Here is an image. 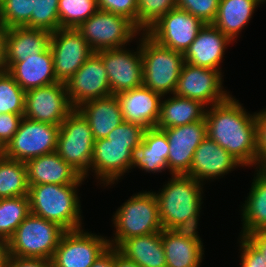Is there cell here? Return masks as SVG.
Returning a JSON list of instances; mask_svg holds the SVG:
<instances>
[{
    "label": "cell",
    "instance_id": "obj_1",
    "mask_svg": "<svg viewBox=\"0 0 266 267\" xmlns=\"http://www.w3.org/2000/svg\"><path fill=\"white\" fill-rule=\"evenodd\" d=\"M231 95L206 110L207 136L242 167L257 165L255 113L250 115Z\"/></svg>",
    "mask_w": 266,
    "mask_h": 267
},
{
    "label": "cell",
    "instance_id": "obj_2",
    "mask_svg": "<svg viewBox=\"0 0 266 267\" xmlns=\"http://www.w3.org/2000/svg\"><path fill=\"white\" fill-rule=\"evenodd\" d=\"M172 177L155 193L161 225L167 230H197L203 184L186 175Z\"/></svg>",
    "mask_w": 266,
    "mask_h": 267
},
{
    "label": "cell",
    "instance_id": "obj_3",
    "mask_svg": "<svg viewBox=\"0 0 266 267\" xmlns=\"http://www.w3.org/2000/svg\"><path fill=\"white\" fill-rule=\"evenodd\" d=\"M81 184H38L29 186L31 214L60 225L66 231L82 228L80 199Z\"/></svg>",
    "mask_w": 266,
    "mask_h": 267
},
{
    "label": "cell",
    "instance_id": "obj_4",
    "mask_svg": "<svg viewBox=\"0 0 266 267\" xmlns=\"http://www.w3.org/2000/svg\"><path fill=\"white\" fill-rule=\"evenodd\" d=\"M143 85L160 94H173L185 63L183 53L159 45L141 32Z\"/></svg>",
    "mask_w": 266,
    "mask_h": 267
},
{
    "label": "cell",
    "instance_id": "obj_5",
    "mask_svg": "<svg viewBox=\"0 0 266 267\" xmlns=\"http://www.w3.org/2000/svg\"><path fill=\"white\" fill-rule=\"evenodd\" d=\"M115 237L109 240L111 247H117L123 240L153 232H161L158 202L155 192H140L123 203L113 215Z\"/></svg>",
    "mask_w": 266,
    "mask_h": 267
},
{
    "label": "cell",
    "instance_id": "obj_6",
    "mask_svg": "<svg viewBox=\"0 0 266 267\" xmlns=\"http://www.w3.org/2000/svg\"><path fill=\"white\" fill-rule=\"evenodd\" d=\"M65 231L57 223L30 213L8 239L9 255L52 259Z\"/></svg>",
    "mask_w": 266,
    "mask_h": 267
},
{
    "label": "cell",
    "instance_id": "obj_7",
    "mask_svg": "<svg viewBox=\"0 0 266 267\" xmlns=\"http://www.w3.org/2000/svg\"><path fill=\"white\" fill-rule=\"evenodd\" d=\"M94 142L87 119L74 109L60 125L56 152L85 178L91 169Z\"/></svg>",
    "mask_w": 266,
    "mask_h": 267
},
{
    "label": "cell",
    "instance_id": "obj_8",
    "mask_svg": "<svg viewBox=\"0 0 266 267\" xmlns=\"http://www.w3.org/2000/svg\"><path fill=\"white\" fill-rule=\"evenodd\" d=\"M76 29L93 52L125 47L136 34H141L128 18L99 9Z\"/></svg>",
    "mask_w": 266,
    "mask_h": 267
},
{
    "label": "cell",
    "instance_id": "obj_9",
    "mask_svg": "<svg viewBox=\"0 0 266 267\" xmlns=\"http://www.w3.org/2000/svg\"><path fill=\"white\" fill-rule=\"evenodd\" d=\"M59 125L22 118L17 132L4 147V156L27 162L56 152Z\"/></svg>",
    "mask_w": 266,
    "mask_h": 267
},
{
    "label": "cell",
    "instance_id": "obj_10",
    "mask_svg": "<svg viewBox=\"0 0 266 267\" xmlns=\"http://www.w3.org/2000/svg\"><path fill=\"white\" fill-rule=\"evenodd\" d=\"M204 25L199 18L176 7L161 16L145 33L159 45L184 54Z\"/></svg>",
    "mask_w": 266,
    "mask_h": 267
},
{
    "label": "cell",
    "instance_id": "obj_11",
    "mask_svg": "<svg viewBox=\"0 0 266 267\" xmlns=\"http://www.w3.org/2000/svg\"><path fill=\"white\" fill-rule=\"evenodd\" d=\"M109 246V239L81 228L65 231L51 259L53 267H91Z\"/></svg>",
    "mask_w": 266,
    "mask_h": 267
},
{
    "label": "cell",
    "instance_id": "obj_12",
    "mask_svg": "<svg viewBox=\"0 0 266 267\" xmlns=\"http://www.w3.org/2000/svg\"><path fill=\"white\" fill-rule=\"evenodd\" d=\"M56 80L66 83L92 55L88 43L76 28H60L50 38Z\"/></svg>",
    "mask_w": 266,
    "mask_h": 267
},
{
    "label": "cell",
    "instance_id": "obj_13",
    "mask_svg": "<svg viewBox=\"0 0 266 267\" xmlns=\"http://www.w3.org/2000/svg\"><path fill=\"white\" fill-rule=\"evenodd\" d=\"M73 110L65 83L57 82L25 93L24 118L60 126Z\"/></svg>",
    "mask_w": 266,
    "mask_h": 267
},
{
    "label": "cell",
    "instance_id": "obj_14",
    "mask_svg": "<svg viewBox=\"0 0 266 267\" xmlns=\"http://www.w3.org/2000/svg\"><path fill=\"white\" fill-rule=\"evenodd\" d=\"M221 70L184 63L174 95L198 100L212 106L225 101L229 92L223 90Z\"/></svg>",
    "mask_w": 266,
    "mask_h": 267
},
{
    "label": "cell",
    "instance_id": "obj_15",
    "mask_svg": "<svg viewBox=\"0 0 266 267\" xmlns=\"http://www.w3.org/2000/svg\"><path fill=\"white\" fill-rule=\"evenodd\" d=\"M114 48L96 52L103 61L112 95L143 85L142 52Z\"/></svg>",
    "mask_w": 266,
    "mask_h": 267
},
{
    "label": "cell",
    "instance_id": "obj_16",
    "mask_svg": "<svg viewBox=\"0 0 266 267\" xmlns=\"http://www.w3.org/2000/svg\"><path fill=\"white\" fill-rule=\"evenodd\" d=\"M65 84L74 109L85 102L112 95L102 58L96 52Z\"/></svg>",
    "mask_w": 266,
    "mask_h": 267
},
{
    "label": "cell",
    "instance_id": "obj_17",
    "mask_svg": "<svg viewBox=\"0 0 266 267\" xmlns=\"http://www.w3.org/2000/svg\"><path fill=\"white\" fill-rule=\"evenodd\" d=\"M163 131L170 147L167 169L172 175H186L191 167L196 148L207 137L206 120L165 128Z\"/></svg>",
    "mask_w": 266,
    "mask_h": 267
},
{
    "label": "cell",
    "instance_id": "obj_18",
    "mask_svg": "<svg viewBox=\"0 0 266 267\" xmlns=\"http://www.w3.org/2000/svg\"><path fill=\"white\" fill-rule=\"evenodd\" d=\"M136 149L128 148V144H112L106 138L95 140L91 168L104 185H112L131 169Z\"/></svg>",
    "mask_w": 266,
    "mask_h": 267
},
{
    "label": "cell",
    "instance_id": "obj_19",
    "mask_svg": "<svg viewBox=\"0 0 266 267\" xmlns=\"http://www.w3.org/2000/svg\"><path fill=\"white\" fill-rule=\"evenodd\" d=\"M123 119L148 129L157 126L162 96L142 85L116 95Z\"/></svg>",
    "mask_w": 266,
    "mask_h": 267
},
{
    "label": "cell",
    "instance_id": "obj_20",
    "mask_svg": "<svg viewBox=\"0 0 266 267\" xmlns=\"http://www.w3.org/2000/svg\"><path fill=\"white\" fill-rule=\"evenodd\" d=\"M167 267H200L203 244L197 230L161 231Z\"/></svg>",
    "mask_w": 266,
    "mask_h": 267
},
{
    "label": "cell",
    "instance_id": "obj_21",
    "mask_svg": "<svg viewBox=\"0 0 266 267\" xmlns=\"http://www.w3.org/2000/svg\"><path fill=\"white\" fill-rule=\"evenodd\" d=\"M237 166L242 165L207 136L196 148L191 167L186 176L193 177L203 183L204 179H216V177L227 174Z\"/></svg>",
    "mask_w": 266,
    "mask_h": 267
},
{
    "label": "cell",
    "instance_id": "obj_22",
    "mask_svg": "<svg viewBox=\"0 0 266 267\" xmlns=\"http://www.w3.org/2000/svg\"><path fill=\"white\" fill-rule=\"evenodd\" d=\"M231 40L213 24H205L183 54L188 64L220 70L226 46ZM219 66V67H218Z\"/></svg>",
    "mask_w": 266,
    "mask_h": 267
},
{
    "label": "cell",
    "instance_id": "obj_23",
    "mask_svg": "<svg viewBox=\"0 0 266 267\" xmlns=\"http://www.w3.org/2000/svg\"><path fill=\"white\" fill-rule=\"evenodd\" d=\"M53 56L50 47L35 56L18 57L9 67L8 73L26 92L28 90L57 83Z\"/></svg>",
    "mask_w": 266,
    "mask_h": 267
},
{
    "label": "cell",
    "instance_id": "obj_24",
    "mask_svg": "<svg viewBox=\"0 0 266 267\" xmlns=\"http://www.w3.org/2000/svg\"><path fill=\"white\" fill-rule=\"evenodd\" d=\"M28 185L82 184L84 177L66 163L57 152L32 158L25 162Z\"/></svg>",
    "mask_w": 266,
    "mask_h": 267
},
{
    "label": "cell",
    "instance_id": "obj_25",
    "mask_svg": "<svg viewBox=\"0 0 266 267\" xmlns=\"http://www.w3.org/2000/svg\"><path fill=\"white\" fill-rule=\"evenodd\" d=\"M52 32L44 29L12 27L5 29L4 45L7 68L18 57L35 56L50 47Z\"/></svg>",
    "mask_w": 266,
    "mask_h": 267
},
{
    "label": "cell",
    "instance_id": "obj_26",
    "mask_svg": "<svg viewBox=\"0 0 266 267\" xmlns=\"http://www.w3.org/2000/svg\"><path fill=\"white\" fill-rule=\"evenodd\" d=\"M77 109L87 119L94 140L107 138L109 133L124 122L116 95L85 102Z\"/></svg>",
    "mask_w": 266,
    "mask_h": 267
},
{
    "label": "cell",
    "instance_id": "obj_27",
    "mask_svg": "<svg viewBox=\"0 0 266 267\" xmlns=\"http://www.w3.org/2000/svg\"><path fill=\"white\" fill-rule=\"evenodd\" d=\"M169 149V141L163 130L157 127L145 129L142 142L134 153L131 169L138 167L148 173L166 170Z\"/></svg>",
    "mask_w": 266,
    "mask_h": 267
},
{
    "label": "cell",
    "instance_id": "obj_28",
    "mask_svg": "<svg viewBox=\"0 0 266 267\" xmlns=\"http://www.w3.org/2000/svg\"><path fill=\"white\" fill-rule=\"evenodd\" d=\"M116 249L140 267H167L161 232L127 238Z\"/></svg>",
    "mask_w": 266,
    "mask_h": 267
},
{
    "label": "cell",
    "instance_id": "obj_29",
    "mask_svg": "<svg viewBox=\"0 0 266 267\" xmlns=\"http://www.w3.org/2000/svg\"><path fill=\"white\" fill-rule=\"evenodd\" d=\"M173 97L161 100L160 115L157 128L176 127L203 121L206 114V105L190 98L172 95ZM205 106V107H204Z\"/></svg>",
    "mask_w": 266,
    "mask_h": 267
},
{
    "label": "cell",
    "instance_id": "obj_30",
    "mask_svg": "<svg viewBox=\"0 0 266 267\" xmlns=\"http://www.w3.org/2000/svg\"><path fill=\"white\" fill-rule=\"evenodd\" d=\"M258 169L249 196L242 207L241 236L266 231V168Z\"/></svg>",
    "mask_w": 266,
    "mask_h": 267
},
{
    "label": "cell",
    "instance_id": "obj_31",
    "mask_svg": "<svg viewBox=\"0 0 266 267\" xmlns=\"http://www.w3.org/2000/svg\"><path fill=\"white\" fill-rule=\"evenodd\" d=\"M265 0H219L218 12L212 23L231 41L248 25L254 10Z\"/></svg>",
    "mask_w": 266,
    "mask_h": 267
},
{
    "label": "cell",
    "instance_id": "obj_32",
    "mask_svg": "<svg viewBox=\"0 0 266 267\" xmlns=\"http://www.w3.org/2000/svg\"><path fill=\"white\" fill-rule=\"evenodd\" d=\"M29 185L25 162L0 158V199L27 196Z\"/></svg>",
    "mask_w": 266,
    "mask_h": 267
},
{
    "label": "cell",
    "instance_id": "obj_33",
    "mask_svg": "<svg viewBox=\"0 0 266 267\" xmlns=\"http://www.w3.org/2000/svg\"><path fill=\"white\" fill-rule=\"evenodd\" d=\"M30 213L28 195L13 198H1L0 237L8 240Z\"/></svg>",
    "mask_w": 266,
    "mask_h": 267
},
{
    "label": "cell",
    "instance_id": "obj_34",
    "mask_svg": "<svg viewBox=\"0 0 266 267\" xmlns=\"http://www.w3.org/2000/svg\"><path fill=\"white\" fill-rule=\"evenodd\" d=\"M97 10V0H59L60 28H77Z\"/></svg>",
    "mask_w": 266,
    "mask_h": 267
},
{
    "label": "cell",
    "instance_id": "obj_35",
    "mask_svg": "<svg viewBox=\"0 0 266 267\" xmlns=\"http://www.w3.org/2000/svg\"><path fill=\"white\" fill-rule=\"evenodd\" d=\"M34 0H0V23L4 29L31 28Z\"/></svg>",
    "mask_w": 266,
    "mask_h": 267
},
{
    "label": "cell",
    "instance_id": "obj_36",
    "mask_svg": "<svg viewBox=\"0 0 266 267\" xmlns=\"http://www.w3.org/2000/svg\"><path fill=\"white\" fill-rule=\"evenodd\" d=\"M25 93L8 72L0 74V114L24 115Z\"/></svg>",
    "mask_w": 266,
    "mask_h": 267
},
{
    "label": "cell",
    "instance_id": "obj_37",
    "mask_svg": "<svg viewBox=\"0 0 266 267\" xmlns=\"http://www.w3.org/2000/svg\"><path fill=\"white\" fill-rule=\"evenodd\" d=\"M177 7V0H137V27L145 32L161 16Z\"/></svg>",
    "mask_w": 266,
    "mask_h": 267
},
{
    "label": "cell",
    "instance_id": "obj_38",
    "mask_svg": "<svg viewBox=\"0 0 266 267\" xmlns=\"http://www.w3.org/2000/svg\"><path fill=\"white\" fill-rule=\"evenodd\" d=\"M59 0H34L31 28L54 32L60 29L58 16Z\"/></svg>",
    "mask_w": 266,
    "mask_h": 267
},
{
    "label": "cell",
    "instance_id": "obj_39",
    "mask_svg": "<svg viewBox=\"0 0 266 267\" xmlns=\"http://www.w3.org/2000/svg\"><path fill=\"white\" fill-rule=\"evenodd\" d=\"M219 0H177V7L205 24H212L217 16Z\"/></svg>",
    "mask_w": 266,
    "mask_h": 267
},
{
    "label": "cell",
    "instance_id": "obj_40",
    "mask_svg": "<svg viewBox=\"0 0 266 267\" xmlns=\"http://www.w3.org/2000/svg\"><path fill=\"white\" fill-rule=\"evenodd\" d=\"M144 131L145 128L141 125L124 121L109 133L106 139L112 144H128V148H138Z\"/></svg>",
    "mask_w": 266,
    "mask_h": 267
},
{
    "label": "cell",
    "instance_id": "obj_41",
    "mask_svg": "<svg viewBox=\"0 0 266 267\" xmlns=\"http://www.w3.org/2000/svg\"><path fill=\"white\" fill-rule=\"evenodd\" d=\"M97 7L124 16L137 26V0H97Z\"/></svg>",
    "mask_w": 266,
    "mask_h": 267
},
{
    "label": "cell",
    "instance_id": "obj_42",
    "mask_svg": "<svg viewBox=\"0 0 266 267\" xmlns=\"http://www.w3.org/2000/svg\"><path fill=\"white\" fill-rule=\"evenodd\" d=\"M241 267H266L263 254L245 237L240 235Z\"/></svg>",
    "mask_w": 266,
    "mask_h": 267
},
{
    "label": "cell",
    "instance_id": "obj_43",
    "mask_svg": "<svg viewBox=\"0 0 266 267\" xmlns=\"http://www.w3.org/2000/svg\"><path fill=\"white\" fill-rule=\"evenodd\" d=\"M266 109V108H265ZM257 136V168H266V110L255 113Z\"/></svg>",
    "mask_w": 266,
    "mask_h": 267
},
{
    "label": "cell",
    "instance_id": "obj_44",
    "mask_svg": "<svg viewBox=\"0 0 266 267\" xmlns=\"http://www.w3.org/2000/svg\"><path fill=\"white\" fill-rule=\"evenodd\" d=\"M23 115L0 114V145L4 148L18 130Z\"/></svg>",
    "mask_w": 266,
    "mask_h": 267
},
{
    "label": "cell",
    "instance_id": "obj_45",
    "mask_svg": "<svg viewBox=\"0 0 266 267\" xmlns=\"http://www.w3.org/2000/svg\"><path fill=\"white\" fill-rule=\"evenodd\" d=\"M6 267H53V262L51 259L9 255Z\"/></svg>",
    "mask_w": 266,
    "mask_h": 267
},
{
    "label": "cell",
    "instance_id": "obj_46",
    "mask_svg": "<svg viewBox=\"0 0 266 267\" xmlns=\"http://www.w3.org/2000/svg\"><path fill=\"white\" fill-rule=\"evenodd\" d=\"M245 237L263 254L266 261V231H257Z\"/></svg>",
    "mask_w": 266,
    "mask_h": 267
},
{
    "label": "cell",
    "instance_id": "obj_47",
    "mask_svg": "<svg viewBox=\"0 0 266 267\" xmlns=\"http://www.w3.org/2000/svg\"><path fill=\"white\" fill-rule=\"evenodd\" d=\"M91 267H114V247L109 246Z\"/></svg>",
    "mask_w": 266,
    "mask_h": 267
},
{
    "label": "cell",
    "instance_id": "obj_48",
    "mask_svg": "<svg viewBox=\"0 0 266 267\" xmlns=\"http://www.w3.org/2000/svg\"><path fill=\"white\" fill-rule=\"evenodd\" d=\"M114 267H140L138 264L125 258L118 250L114 247Z\"/></svg>",
    "mask_w": 266,
    "mask_h": 267
},
{
    "label": "cell",
    "instance_id": "obj_49",
    "mask_svg": "<svg viewBox=\"0 0 266 267\" xmlns=\"http://www.w3.org/2000/svg\"><path fill=\"white\" fill-rule=\"evenodd\" d=\"M4 32L5 29L0 23V74H3L8 71L5 60Z\"/></svg>",
    "mask_w": 266,
    "mask_h": 267
},
{
    "label": "cell",
    "instance_id": "obj_50",
    "mask_svg": "<svg viewBox=\"0 0 266 267\" xmlns=\"http://www.w3.org/2000/svg\"><path fill=\"white\" fill-rule=\"evenodd\" d=\"M9 257L8 240L0 237V267H6Z\"/></svg>",
    "mask_w": 266,
    "mask_h": 267
},
{
    "label": "cell",
    "instance_id": "obj_51",
    "mask_svg": "<svg viewBox=\"0 0 266 267\" xmlns=\"http://www.w3.org/2000/svg\"><path fill=\"white\" fill-rule=\"evenodd\" d=\"M4 155V148L0 145V158Z\"/></svg>",
    "mask_w": 266,
    "mask_h": 267
}]
</instances>
